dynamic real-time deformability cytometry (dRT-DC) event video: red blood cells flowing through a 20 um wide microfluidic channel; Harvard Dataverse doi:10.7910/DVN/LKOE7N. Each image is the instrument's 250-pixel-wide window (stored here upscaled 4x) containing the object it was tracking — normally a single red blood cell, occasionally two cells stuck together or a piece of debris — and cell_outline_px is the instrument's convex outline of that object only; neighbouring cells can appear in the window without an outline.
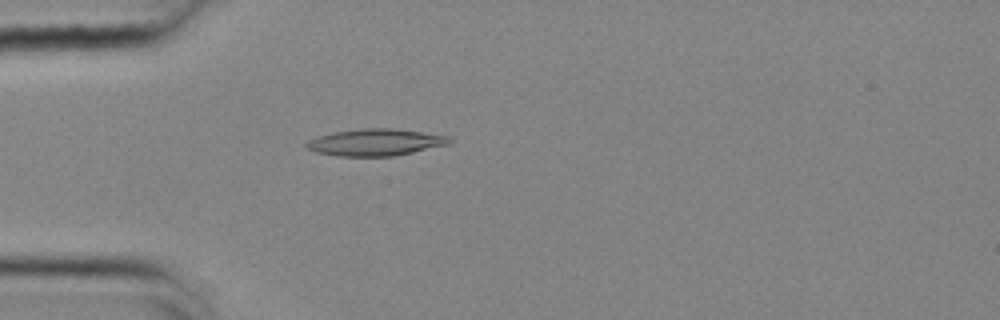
{"species": "common noctule bat (a hibernating species)", "species_latin": "Nyctalus noctula", "temperature_condition": "cold", "stored_images_in_passage": 55, "camera_frame_rate_fps": 3000, "um_per_image_px": 0.085, "animal": {"sex": "female", "body_mass_g": 25.1}, "frame": {"image": 1, "passage_image": 16, "time_ms": 5.0, "image_size_px": [1000, 320], "cell_outline_px": [[452, 144], [392, 156], [336, 156], [316, 152], [304, 148], [304, 144], [308, 140], [316, 136], [332, 132], [360, 128], [392, 128], [448, 136], [452, 140]], "centroid_in_image_um": [31.86, 12.09], "position_along_channel_um": 53.1, "area_um2": 22.54}}
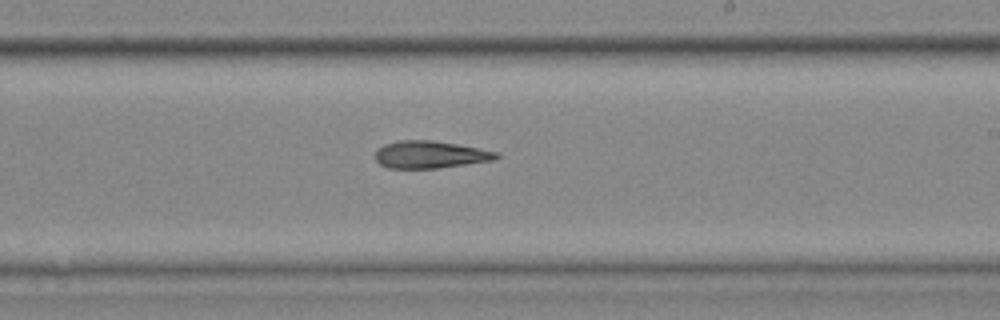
{"frame": {"image": 2, "passage_image": 33, "time_ms": 10.667, "image_size_px": [1000, 320], "cell_outline_px": [[500, 156], [496, 160], [436, 168], [388, 168], [380, 164], [376, 160], [376, 152], [384, 144], [400, 140], [432, 140], [456, 144], [500, 152]], "centroid_in_image_um": [36.6, 13.14], "position_along_channel_um": 252.4, "area_um2": 19.19}}
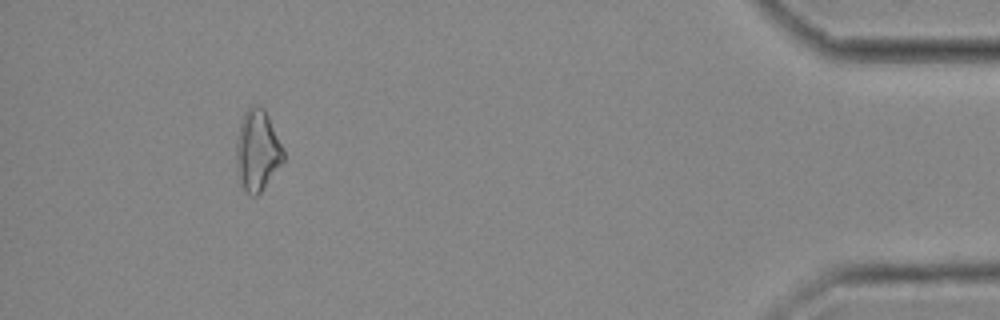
{"frame": {"image": 3, "passage_image": 51, "time_ms": 16.667, "image_size_px": [1000, 320], "cell_outline_px": [[284, 160], [260, 192], [256, 196], [252, 196], [244, 192], [236, 168], [236, 140], [240, 124], [244, 112], [248, 108], [260, 104], [264, 108], [284, 148]], "centroid_in_image_um": [21.87, 12.78], "position_along_channel_um": 413.3, "area_um2": 22.25}}